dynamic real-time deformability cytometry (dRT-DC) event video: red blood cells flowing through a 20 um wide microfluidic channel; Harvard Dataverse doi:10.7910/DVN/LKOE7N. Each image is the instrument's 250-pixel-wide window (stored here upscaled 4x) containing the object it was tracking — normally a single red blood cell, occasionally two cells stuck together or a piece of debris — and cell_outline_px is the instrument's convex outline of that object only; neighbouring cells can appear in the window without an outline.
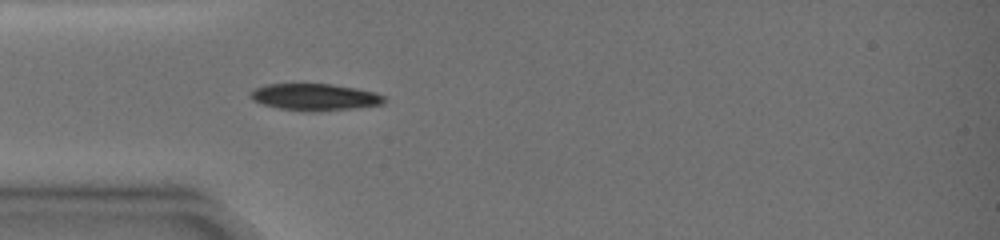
{"species": "common noctule bat (a hibernating species)", "species_latin": "Nyctalus noctula", "temperature_condition": "warm", "stored_images_in_passage": 6, "camera_frame_rate_fps": 3000, "um_per_image_px": 0.085, "animal": {"sex": "female", "body_mass_g": 19.0, "forearm_length_mm": 51.5}, "frame": {"image": 1, "passage_image": 1, "time_ms": 0.0, "image_size_px": [1000, 240], "cell_outline_px": [[384, 104], [352, 108], [316, 112], [308, 112], [276, 108], [252, 100], [248, 96], [256, 88], [264, 84], [332, 84], [356, 88], [376, 92], [384, 96]], "centroid_in_image_um": [26.75, 8.25], "position_along_channel_um": 58.3, "area_um2": 20.98}}